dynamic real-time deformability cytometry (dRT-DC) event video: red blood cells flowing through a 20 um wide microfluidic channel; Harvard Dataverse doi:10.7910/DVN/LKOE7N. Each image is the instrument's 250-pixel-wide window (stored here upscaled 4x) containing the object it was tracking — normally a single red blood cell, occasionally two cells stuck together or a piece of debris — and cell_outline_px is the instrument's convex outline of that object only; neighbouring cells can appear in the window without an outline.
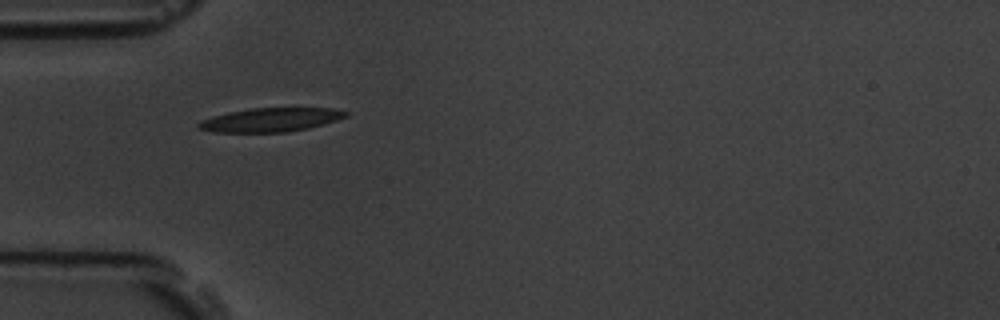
{"species": "common noctule bat (a hibernating species)", "species_latin": "Nyctalus noctula", "temperature_condition": "room temperature", "stored_images_in_passage": 4, "camera_frame_rate_fps": 3000, "um_per_image_px": 0.085, "animal": {"sex": "male", "body_mass_g": 19.5, "forearm_length_mm": 54.6}, "frame": {"image": 1, "passage_image": 3, "time_ms": 2.333, "image_size_px": [1000, 320], "cell_outline_px": [[348, 116], [324, 124], [308, 128], [288, 132], [216, 132], [200, 128], [196, 124], [200, 120], [212, 116], [228, 112], [252, 108], [332, 108], [348, 112]], "centroid_in_image_um": [23.01, 10.18], "position_along_channel_um": 62.0, "area_um2": 20.35}}
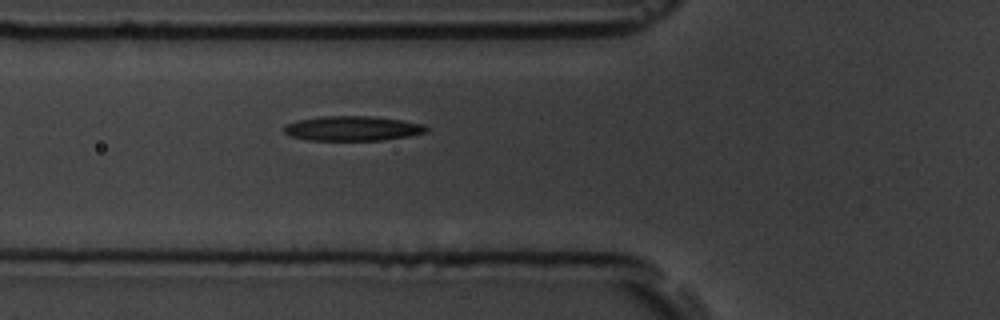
{"frame": {"image": 2, "passage_image": 4, "time_ms": 3.333, "image_size_px": [1000, 320], "cell_outline_px": [[428, 132], [408, 136], [384, 140], [308, 140], [292, 136], [284, 132], [284, 124], [296, 120], [320, 116], [372, 116], [400, 120], [424, 124], [428, 128]], "centroid_in_image_um": [29.95, 10.91], "position_along_channel_um": 95.8, "area_um2": 20.58}}